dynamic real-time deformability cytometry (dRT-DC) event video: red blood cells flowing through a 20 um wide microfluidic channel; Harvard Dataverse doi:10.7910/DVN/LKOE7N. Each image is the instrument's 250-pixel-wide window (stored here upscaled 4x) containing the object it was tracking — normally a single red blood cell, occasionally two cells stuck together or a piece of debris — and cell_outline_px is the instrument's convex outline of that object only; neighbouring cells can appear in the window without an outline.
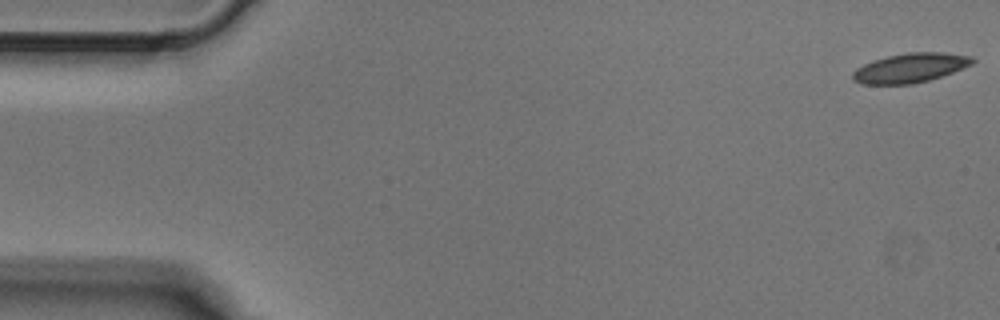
{"species": "Egyptian fruit bat (a non-hibernating species)", "species_latin": "Rousettus aegyptiacus", "temperature_condition": "cold", "stored_images_in_passage": 4, "camera_frame_rate_fps": 3000, "um_per_image_px": 0.085, "animal": {"sex": "male"}, "frame": {"image": 1, "passage_image": 1, "time_ms": 0.0, "image_size_px": [1000, 320], "cell_outline_px": [[976, 60], [972, 64], [964, 68], [928, 80], [912, 84], [860, 84], [852, 80], [852, 72], [856, 68], [872, 60], [888, 56], [908, 52], [944, 52], [972, 56]], "centroid_in_image_um": [77.36, 5.76], "position_along_channel_um": 7.6, "area_um2": 20.58}}